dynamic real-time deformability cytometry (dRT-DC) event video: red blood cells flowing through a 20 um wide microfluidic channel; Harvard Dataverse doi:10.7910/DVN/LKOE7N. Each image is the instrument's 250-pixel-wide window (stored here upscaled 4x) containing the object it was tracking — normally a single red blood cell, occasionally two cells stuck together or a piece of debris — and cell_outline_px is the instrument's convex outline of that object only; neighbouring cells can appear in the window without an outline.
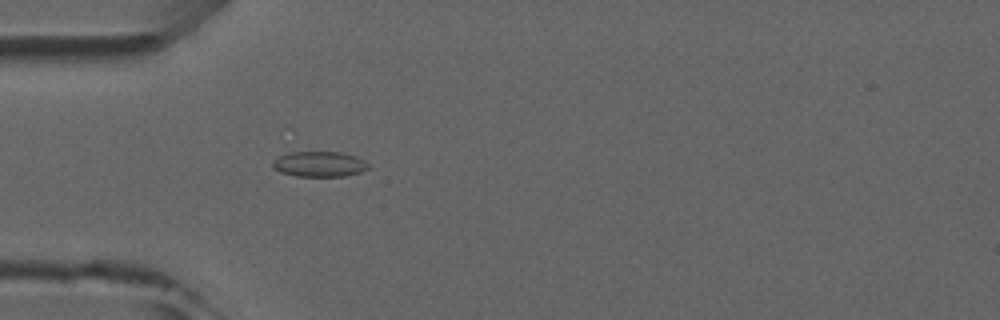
{"species": "common noctule bat (a hibernating species)", "species_latin": "Nyctalus noctula", "temperature_condition": "room temperature", "stored_images_in_passage": 3, "camera_frame_rate_fps": 3000, "um_per_image_px": 0.085, "animal": {"sex": "male", "forearm_length_mm": 52.5}, "frame": {"image": 1, "passage_image": 3, "time_ms": 2.333, "image_size_px": [1000, 320], "cell_outline_px": [[372, 168], [360, 172], [344, 176], [296, 176], [280, 172], [272, 168], [272, 160], [288, 152], [344, 152], [356, 156], [368, 164]], "centroid_in_image_um": [27.14, 13.95], "position_along_channel_um": 57.9, "area_um2": 14.28}}